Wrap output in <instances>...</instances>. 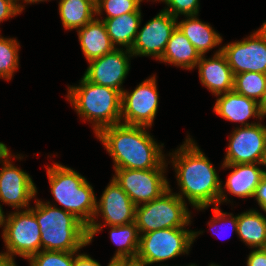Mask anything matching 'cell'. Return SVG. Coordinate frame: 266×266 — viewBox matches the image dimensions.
<instances>
[{"label":"cell","instance_id":"obj_1","mask_svg":"<svg viewBox=\"0 0 266 266\" xmlns=\"http://www.w3.org/2000/svg\"><path fill=\"white\" fill-rule=\"evenodd\" d=\"M187 137L180 148L170 153L177 185L180 186L181 191L177 195L182 200L186 197L189 204L191 203L197 210L227 202V195L224 194L222 181L215 168L190 136Z\"/></svg>","mask_w":266,"mask_h":266},{"label":"cell","instance_id":"obj_26","mask_svg":"<svg viewBox=\"0 0 266 266\" xmlns=\"http://www.w3.org/2000/svg\"><path fill=\"white\" fill-rule=\"evenodd\" d=\"M109 227H111L110 239L118 246L113 258L137 255L140 233L135 222Z\"/></svg>","mask_w":266,"mask_h":266},{"label":"cell","instance_id":"obj_28","mask_svg":"<svg viewBox=\"0 0 266 266\" xmlns=\"http://www.w3.org/2000/svg\"><path fill=\"white\" fill-rule=\"evenodd\" d=\"M19 48L16 39L0 37V78L11 80L19 68Z\"/></svg>","mask_w":266,"mask_h":266},{"label":"cell","instance_id":"obj_18","mask_svg":"<svg viewBox=\"0 0 266 266\" xmlns=\"http://www.w3.org/2000/svg\"><path fill=\"white\" fill-rule=\"evenodd\" d=\"M217 97L213 111L226 120L239 122L243 127V125L250 126L256 124V122H246L251 117L260 120L264 118L258 102L242 96L234 90L217 95Z\"/></svg>","mask_w":266,"mask_h":266},{"label":"cell","instance_id":"obj_12","mask_svg":"<svg viewBox=\"0 0 266 266\" xmlns=\"http://www.w3.org/2000/svg\"><path fill=\"white\" fill-rule=\"evenodd\" d=\"M156 76L141 82L131 93L122 91L121 123L151 127L158 111Z\"/></svg>","mask_w":266,"mask_h":266},{"label":"cell","instance_id":"obj_8","mask_svg":"<svg viewBox=\"0 0 266 266\" xmlns=\"http://www.w3.org/2000/svg\"><path fill=\"white\" fill-rule=\"evenodd\" d=\"M202 231L185 228H166L140 235L137 255L148 264L164 262L188 254L195 238Z\"/></svg>","mask_w":266,"mask_h":266},{"label":"cell","instance_id":"obj_21","mask_svg":"<svg viewBox=\"0 0 266 266\" xmlns=\"http://www.w3.org/2000/svg\"><path fill=\"white\" fill-rule=\"evenodd\" d=\"M197 16H186L187 19L177 22V27L192 43L199 54L204 55L219 45L223 39L209 23L200 21Z\"/></svg>","mask_w":266,"mask_h":266},{"label":"cell","instance_id":"obj_41","mask_svg":"<svg viewBox=\"0 0 266 266\" xmlns=\"http://www.w3.org/2000/svg\"><path fill=\"white\" fill-rule=\"evenodd\" d=\"M4 221H5V215L2 206L0 205V227L4 226Z\"/></svg>","mask_w":266,"mask_h":266},{"label":"cell","instance_id":"obj_10","mask_svg":"<svg viewBox=\"0 0 266 266\" xmlns=\"http://www.w3.org/2000/svg\"><path fill=\"white\" fill-rule=\"evenodd\" d=\"M136 205L122 188L112 178L109 185L103 191L100 201H96V210L92 222L87 226L89 243L94 235L105 226H120L135 221ZM101 213V214H100ZM102 215L105 222L101 225L95 221L96 217Z\"/></svg>","mask_w":266,"mask_h":266},{"label":"cell","instance_id":"obj_4","mask_svg":"<svg viewBox=\"0 0 266 266\" xmlns=\"http://www.w3.org/2000/svg\"><path fill=\"white\" fill-rule=\"evenodd\" d=\"M67 100L78 115L93 124L96 135L121 123L122 93L114 88L91 83L83 76L78 86H68Z\"/></svg>","mask_w":266,"mask_h":266},{"label":"cell","instance_id":"obj_19","mask_svg":"<svg viewBox=\"0 0 266 266\" xmlns=\"http://www.w3.org/2000/svg\"><path fill=\"white\" fill-rule=\"evenodd\" d=\"M257 165L264 164H222V168H233L228 175L225 189L237 197H254L256 188L265 176V169Z\"/></svg>","mask_w":266,"mask_h":266},{"label":"cell","instance_id":"obj_40","mask_svg":"<svg viewBox=\"0 0 266 266\" xmlns=\"http://www.w3.org/2000/svg\"><path fill=\"white\" fill-rule=\"evenodd\" d=\"M260 109H261L263 116L266 117V90H265V95L260 103Z\"/></svg>","mask_w":266,"mask_h":266},{"label":"cell","instance_id":"obj_17","mask_svg":"<svg viewBox=\"0 0 266 266\" xmlns=\"http://www.w3.org/2000/svg\"><path fill=\"white\" fill-rule=\"evenodd\" d=\"M221 51L222 48H219L211 59L201 55L196 65L202 85L215 96L232 91L234 87V74Z\"/></svg>","mask_w":266,"mask_h":266},{"label":"cell","instance_id":"obj_14","mask_svg":"<svg viewBox=\"0 0 266 266\" xmlns=\"http://www.w3.org/2000/svg\"><path fill=\"white\" fill-rule=\"evenodd\" d=\"M221 48L234 75L245 72L266 74V34L261 29L242 41Z\"/></svg>","mask_w":266,"mask_h":266},{"label":"cell","instance_id":"obj_45","mask_svg":"<svg viewBox=\"0 0 266 266\" xmlns=\"http://www.w3.org/2000/svg\"><path fill=\"white\" fill-rule=\"evenodd\" d=\"M264 166H266V158H265V161H264ZM265 175H266V170H265Z\"/></svg>","mask_w":266,"mask_h":266},{"label":"cell","instance_id":"obj_16","mask_svg":"<svg viewBox=\"0 0 266 266\" xmlns=\"http://www.w3.org/2000/svg\"><path fill=\"white\" fill-rule=\"evenodd\" d=\"M133 54L129 49L115 48L99 58L89 61V66L84 73V77L91 83L108 86L122 93V86L129 70V57Z\"/></svg>","mask_w":266,"mask_h":266},{"label":"cell","instance_id":"obj_22","mask_svg":"<svg viewBox=\"0 0 266 266\" xmlns=\"http://www.w3.org/2000/svg\"><path fill=\"white\" fill-rule=\"evenodd\" d=\"M201 55L179 30L178 27L172 32V35L166 45L164 53L159 61L170 63L184 69H194Z\"/></svg>","mask_w":266,"mask_h":266},{"label":"cell","instance_id":"obj_5","mask_svg":"<svg viewBox=\"0 0 266 266\" xmlns=\"http://www.w3.org/2000/svg\"><path fill=\"white\" fill-rule=\"evenodd\" d=\"M47 176L54 200L88 226L93 220L97 199L86 178L58 163L47 166Z\"/></svg>","mask_w":266,"mask_h":266},{"label":"cell","instance_id":"obj_32","mask_svg":"<svg viewBox=\"0 0 266 266\" xmlns=\"http://www.w3.org/2000/svg\"><path fill=\"white\" fill-rule=\"evenodd\" d=\"M23 9L24 6L14 0H0V22L20 14Z\"/></svg>","mask_w":266,"mask_h":266},{"label":"cell","instance_id":"obj_43","mask_svg":"<svg viewBox=\"0 0 266 266\" xmlns=\"http://www.w3.org/2000/svg\"><path fill=\"white\" fill-rule=\"evenodd\" d=\"M260 29L266 34V22L263 23Z\"/></svg>","mask_w":266,"mask_h":266},{"label":"cell","instance_id":"obj_37","mask_svg":"<svg viewBox=\"0 0 266 266\" xmlns=\"http://www.w3.org/2000/svg\"><path fill=\"white\" fill-rule=\"evenodd\" d=\"M149 265L138 255L122 257V266H147Z\"/></svg>","mask_w":266,"mask_h":266},{"label":"cell","instance_id":"obj_7","mask_svg":"<svg viewBox=\"0 0 266 266\" xmlns=\"http://www.w3.org/2000/svg\"><path fill=\"white\" fill-rule=\"evenodd\" d=\"M2 237L6 251L1 253L15 263L14 256L29 259L41 251V231L34 213L30 209L16 211L5 216Z\"/></svg>","mask_w":266,"mask_h":266},{"label":"cell","instance_id":"obj_3","mask_svg":"<svg viewBox=\"0 0 266 266\" xmlns=\"http://www.w3.org/2000/svg\"><path fill=\"white\" fill-rule=\"evenodd\" d=\"M35 202V207L29 209L40 226L41 250L78 252L89 244L87 226L74 214L50 202Z\"/></svg>","mask_w":266,"mask_h":266},{"label":"cell","instance_id":"obj_2","mask_svg":"<svg viewBox=\"0 0 266 266\" xmlns=\"http://www.w3.org/2000/svg\"><path fill=\"white\" fill-rule=\"evenodd\" d=\"M147 128L119 123L96 135L112 157L114 169H156L165 160L164 144H157Z\"/></svg>","mask_w":266,"mask_h":266},{"label":"cell","instance_id":"obj_6","mask_svg":"<svg viewBox=\"0 0 266 266\" xmlns=\"http://www.w3.org/2000/svg\"><path fill=\"white\" fill-rule=\"evenodd\" d=\"M186 206L185 200L169 188L155 200L136 206L134 222L141 235L159 229L184 228L191 222Z\"/></svg>","mask_w":266,"mask_h":266},{"label":"cell","instance_id":"obj_30","mask_svg":"<svg viewBox=\"0 0 266 266\" xmlns=\"http://www.w3.org/2000/svg\"><path fill=\"white\" fill-rule=\"evenodd\" d=\"M76 253L41 250L28 260L30 266H73Z\"/></svg>","mask_w":266,"mask_h":266},{"label":"cell","instance_id":"obj_42","mask_svg":"<svg viewBox=\"0 0 266 266\" xmlns=\"http://www.w3.org/2000/svg\"><path fill=\"white\" fill-rule=\"evenodd\" d=\"M22 1H24L27 4L28 3L30 4V3H35V2L37 3V2H41V1L43 2V1H47V0H22Z\"/></svg>","mask_w":266,"mask_h":266},{"label":"cell","instance_id":"obj_38","mask_svg":"<svg viewBox=\"0 0 266 266\" xmlns=\"http://www.w3.org/2000/svg\"><path fill=\"white\" fill-rule=\"evenodd\" d=\"M0 266H17L16 264L12 263L8 259H6L1 253H0Z\"/></svg>","mask_w":266,"mask_h":266},{"label":"cell","instance_id":"obj_24","mask_svg":"<svg viewBox=\"0 0 266 266\" xmlns=\"http://www.w3.org/2000/svg\"><path fill=\"white\" fill-rule=\"evenodd\" d=\"M237 235L251 248H266V217L258 210H248L237 215Z\"/></svg>","mask_w":266,"mask_h":266},{"label":"cell","instance_id":"obj_34","mask_svg":"<svg viewBox=\"0 0 266 266\" xmlns=\"http://www.w3.org/2000/svg\"><path fill=\"white\" fill-rule=\"evenodd\" d=\"M247 258V266H266V248L253 250Z\"/></svg>","mask_w":266,"mask_h":266},{"label":"cell","instance_id":"obj_9","mask_svg":"<svg viewBox=\"0 0 266 266\" xmlns=\"http://www.w3.org/2000/svg\"><path fill=\"white\" fill-rule=\"evenodd\" d=\"M165 160L156 169H114L113 179L138 206L160 197L170 186L164 176Z\"/></svg>","mask_w":266,"mask_h":266},{"label":"cell","instance_id":"obj_11","mask_svg":"<svg viewBox=\"0 0 266 266\" xmlns=\"http://www.w3.org/2000/svg\"><path fill=\"white\" fill-rule=\"evenodd\" d=\"M9 157L12 155L8 147L0 142V201L17 210L29 209V200L35 197L37 188L30 175L14 166Z\"/></svg>","mask_w":266,"mask_h":266},{"label":"cell","instance_id":"obj_25","mask_svg":"<svg viewBox=\"0 0 266 266\" xmlns=\"http://www.w3.org/2000/svg\"><path fill=\"white\" fill-rule=\"evenodd\" d=\"M59 15L65 29H79L94 19L95 0H60Z\"/></svg>","mask_w":266,"mask_h":266},{"label":"cell","instance_id":"obj_33","mask_svg":"<svg viewBox=\"0 0 266 266\" xmlns=\"http://www.w3.org/2000/svg\"><path fill=\"white\" fill-rule=\"evenodd\" d=\"M213 209V213L214 216L213 218L210 220V222H208V225H210L212 228L215 227L216 225H218L217 223H227L229 222L231 227H232V231L235 230L236 234H237V216H233L232 213H224L219 209V206H214ZM227 216L230 218L227 219ZM211 231H214L213 229H211ZM222 231V230H221ZM220 232V231H218Z\"/></svg>","mask_w":266,"mask_h":266},{"label":"cell","instance_id":"obj_15","mask_svg":"<svg viewBox=\"0 0 266 266\" xmlns=\"http://www.w3.org/2000/svg\"><path fill=\"white\" fill-rule=\"evenodd\" d=\"M177 19L168 12L161 10L137 32L130 49L133 56H153L159 60L166 45L177 27Z\"/></svg>","mask_w":266,"mask_h":266},{"label":"cell","instance_id":"obj_36","mask_svg":"<svg viewBox=\"0 0 266 266\" xmlns=\"http://www.w3.org/2000/svg\"><path fill=\"white\" fill-rule=\"evenodd\" d=\"M73 266H101V265L95 259H92L89 255L77 253L74 259Z\"/></svg>","mask_w":266,"mask_h":266},{"label":"cell","instance_id":"obj_13","mask_svg":"<svg viewBox=\"0 0 266 266\" xmlns=\"http://www.w3.org/2000/svg\"><path fill=\"white\" fill-rule=\"evenodd\" d=\"M265 158L266 126L257 122L235 128L222 164H264Z\"/></svg>","mask_w":266,"mask_h":266},{"label":"cell","instance_id":"obj_20","mask_svg":"<svg viewBox=\"0 0 266 266\" xmlns=\"http://www.w3.org/2000/svg\"><path fill=\"white\" fill-rule=\"evenodd\" d=\"M77 32L81 50L88 62L117 48L112 44L104 22L98 18H94Z\"/></svg>","mask_w":266,"mask_h":266},{"label":"cell","instance_id":"obj_29","mask_svg":"<svg viewBox=\"0 0 266 266\" xmlns=\"http://www.w3.org/2000/svg\"><path fill=\"white\" fill-rule=\"evenodd\" d=\"M142 0H95L96 17L106 11L105 19L114 18L127 13L137 12Z\"/></svg>","mask_w":266,"mask_h":266},{"label":"cell","instance_id":"obj_39","mask_svg":"<svg viewBox=\"0 0 266 266\" xmlns=\"http://www.w3.org/2000/svg\"><path fill=\"white\" fill-rule=\"evenodd\" d=\"M108 266H122V257L111 258V261L108 263Z\"/></svg>","mask_w":266,"mask_h":266},{"label":"cell","instance_id":"obj_35","mask_svg":"<svg viewBox=\"0 0 266 266\" xmlns=\"http://www.w3.org/2000/svg\"><path fill=\"white\" fill-rule=\"evenodd\" d=\"M254 197L261 209L266 212V175L261 179L257 186Z\"/></svg>","mask_w":266,"mask_h":266},{"label":"cell","instance_id":"obj_23","mask_svg":"<svg viewBox=\"0 0 266 266\" xmlns=\"http://www.w3.org/2000/svg\"><path fill=\"white\" fill-rule=\"evenodd\" d=\"M112 44L131 49L141 24V10L118 17L102 19ZM116 44V45H115Z\"/></svg>","mask_w":266,"mask_h":266},{"label":"cell","instance_id":"obj_31","mask_svg":"<svg viewBox=\"0 0 266 266\" xmlns=\"http://www.w3.org/2000/svg\"><path fill=\"white\" fill-rule=\"evenodd\" d=\"M162 2L169 7L163 10L175 18L179 15L190 16L199 13V0H163Z\"/></svg>","mask_w":266,"mask_h":266},{"label":"cell","instance_id":"obj_44","mask_svg":"<svg viewBox=\"0 0 266 266\" xmlns=\"http://www.w3.org/2000/svg\"><path fill=\"white\" fill-rule=\"evenodd\" d=\"M209 266H220V265H216V264L212 263Z\"/></svg>","mask_w":266,"mask_h":266},{"label":"cell","instance_id":"obj_27","mask_svg":"<svg viewBox=\"0 0 266 266\" xmlns=\"http://www.w3.org/2000/svg\"><path fill=\"white\" fill-rule=\"evenodd\" d=\"M233 90L261 103L266 90V74L245 72L234 75Z\"/></svg>","mask_w":266,"mask_h":266}]
</instances>
